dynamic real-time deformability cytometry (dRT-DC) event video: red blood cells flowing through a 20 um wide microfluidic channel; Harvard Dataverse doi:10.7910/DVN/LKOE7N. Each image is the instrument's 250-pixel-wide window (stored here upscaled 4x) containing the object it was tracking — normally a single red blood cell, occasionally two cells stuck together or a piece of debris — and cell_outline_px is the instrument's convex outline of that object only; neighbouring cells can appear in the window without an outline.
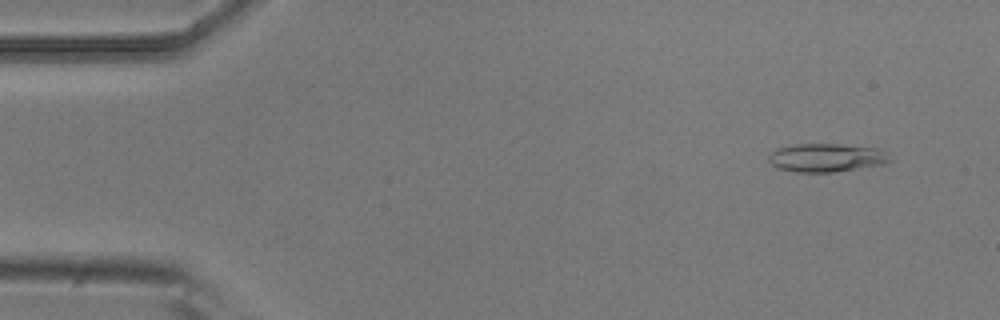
{"species": "common noctule bat (a hibernating species)", "species_latin": "Nyctalus noctula", "temperature_condition": "room temperature", "stored_images_in_passage": 6, "camera_frame_rate_fps": 3000, "um_per_image_px": 0.085, "animal": {"sex": "male", "body_mass_g": 20.5, "forearm_length_mm": 52.5}, "frame": {"image": 1, "passage_image": 1, "time_ms": 0.0, "image_size_px": [1000, 320], "cell_outline_px": [[892, 160], [880, 164], [836, 172], [796, 172], [776, 168], [768, 160], [768, 156], [776, 148], [792, 144], [836, 144], [876, 148]], "centroid_in_image_um": [70.13, 13.4], "position_along_channel_um": 14.9, "area_um2": 19.77}}
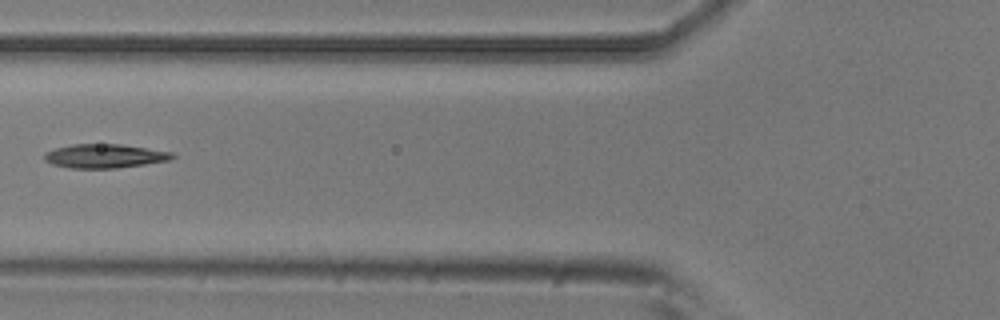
{"frame": {"image": 2, "passage_image": 5, "time_ms": 1.333, "image_size_px": [1000, 320], "cell_outline_px": [[176, 156], [168, 160], [144, 164], [116, 168], [68, 168], [52, 164], [44, 160], [44, 152], [56, 148], [72, 144], [120, 144], [172, 152]], "centroid_in_image_um": [8.85, 13.26], "position_along_channel_um": 116.9, "area_um2": 17.74}}
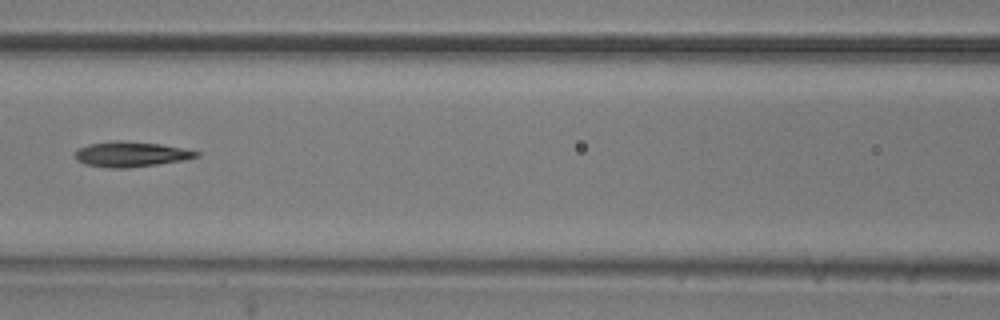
{"frame": {"image": 3, "passage_image": 6, "time_ms": 1.667, "image_size_px": [1000, 320], "cell_outline_px": [[200, 156], [184, 160], [128, 168], [108, 168], [84, 164], [76, 160], [76, 152], [80, 148], [88, 144], [116, 140], [124, 140], [160, 144], [200, 152]], "centroid_in_image_um": [11.12, 13.11], "position_along_channel_um": 155.5, "area_um2": 17.74}}